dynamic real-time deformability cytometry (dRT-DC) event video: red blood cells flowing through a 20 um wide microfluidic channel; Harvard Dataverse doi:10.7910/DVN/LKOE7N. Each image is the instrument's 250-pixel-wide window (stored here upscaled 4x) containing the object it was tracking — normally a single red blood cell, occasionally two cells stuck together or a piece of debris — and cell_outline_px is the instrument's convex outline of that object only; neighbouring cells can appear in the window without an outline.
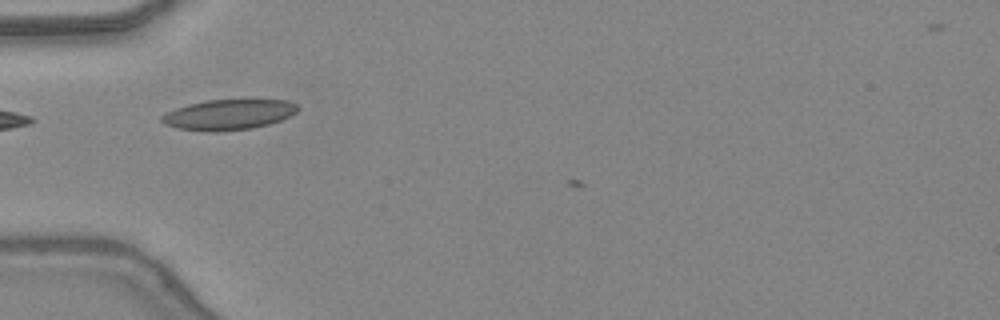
{"species": "common noctule bat (a hibernating species)", "species_latin": "Nyctalus noctula", "temperature_condition": "warm", "stored_images_in_passage": 4, "camera_frame_rate_fps": 3000, "um_per_image_px": 0.085, "animal": {"sex": "female", "body_mass_g": 24.6, "forearm_length_mm": 56.2}, "frame": {"image": 1, "passage_image": 2, "time_ms": 0.333, "image_size_px": [1000, 320], "cell_outline_px": [[300, 108], [296, 112], [280, 120], [268, 124], [252, 128], [216, 132], [208, 132], [176, 128], [164, 124], [160, 120], [160, 116], [176, 108], [188, 104], [208, 100], [288, 100], [296, 104]], "centroid_in_image_um": [19.4, 9.75], "position_along_channel_um": 65.6, "area_um2": 24.04}}